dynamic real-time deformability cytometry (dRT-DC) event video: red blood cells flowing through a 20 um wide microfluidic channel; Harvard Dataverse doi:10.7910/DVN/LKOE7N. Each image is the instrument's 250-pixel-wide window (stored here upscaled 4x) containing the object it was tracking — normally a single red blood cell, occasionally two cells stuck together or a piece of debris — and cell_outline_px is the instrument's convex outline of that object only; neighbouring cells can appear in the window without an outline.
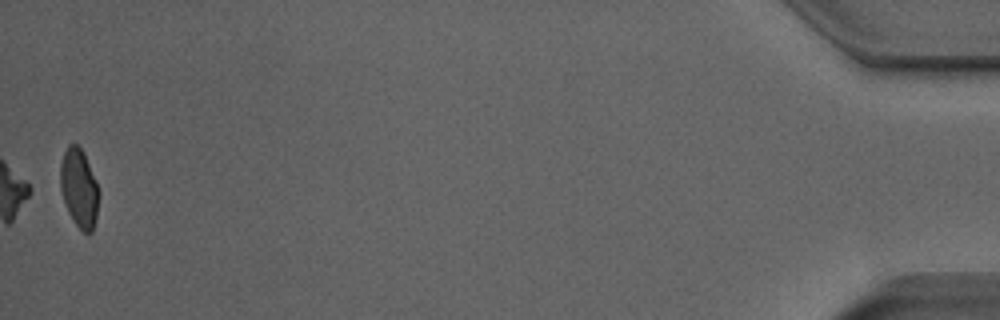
{"species": "Egyptian fruit bat (a non-hibernating species)", "species_latin": "Rousettus aegyptiacus", "temperature_condition": "room temperature", "stored_images_in_passage": 40, "camera_frame_rate_fps": 3000, "um_per_image_px": 0.085, "animal": {"sex": "male"}, "frame": {"image": 1, "passage_image": 40, "time_ms": 13.0, "image_size_px": [1000, 320], "cell_outline_px": [[100, 192], [96, 216], [92, 232], [88, 236], [76, 224], [68, 212], [60, 188], [60, 164], [64, 152], [68, 144], [76, 144], [80, 148], [88, 164]], "centroid_in_image_um": [6.71, 16.02], "position_along_channel_um": 428.5, "area_um2": 17.4}, "authors_computed_cell_mechanics": {"area_um2": 13.6119, "velocity_mm_per_s": 3.9171, "shape_relaxation_time_tau1_ms": null, "shape_relaxation_time_tau2_ms": 1.922, "deformation_change_tau1": null, "deformation_change_tau2": 0.0788}}